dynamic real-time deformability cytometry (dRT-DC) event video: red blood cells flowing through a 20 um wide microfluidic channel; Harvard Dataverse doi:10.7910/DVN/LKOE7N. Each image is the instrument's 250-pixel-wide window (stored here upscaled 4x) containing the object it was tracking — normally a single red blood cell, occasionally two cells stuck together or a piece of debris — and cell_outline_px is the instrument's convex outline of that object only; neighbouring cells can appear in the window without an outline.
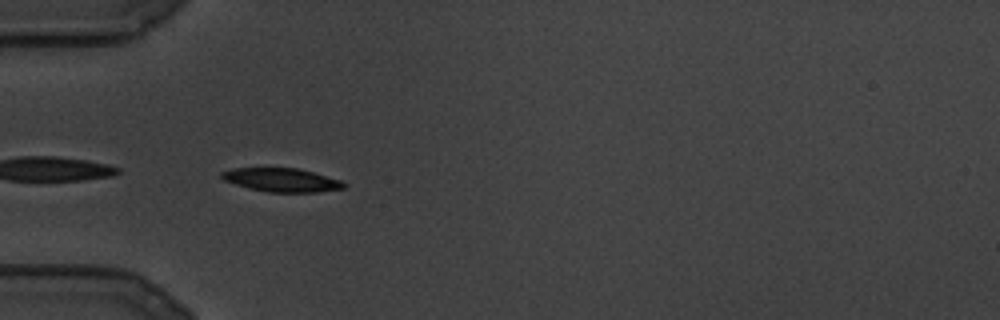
{"species": "common noctule bat (a hibernating species)", "species_latin": "Nyctalus noctula", "temperature_condition": "cold", "stored_images_in_passage": 81, "camera_frame_rate_fps": 3000, "um_per_image_px": 0.085, "animal": {"sex": "male", "body_mass_g": 19.5, "forearm_length_mm": 54.6}, "frame": {"image": 1, "passage_image": 3, "time_ms": 0.667, "image_size_px": [1000, 320], "cell_outline_px": [[348, 184], [344, 188], [320, 192], [268, 192], [248, 188], [224, 180], [220, 176], [220, 172], [236, 168], [296, 168], [312, 172], [340, 180]], "centroid_in_image_um": [23.95, 15.3], "position_along_channel_um": 61.1, "area_um2": 16.7}}
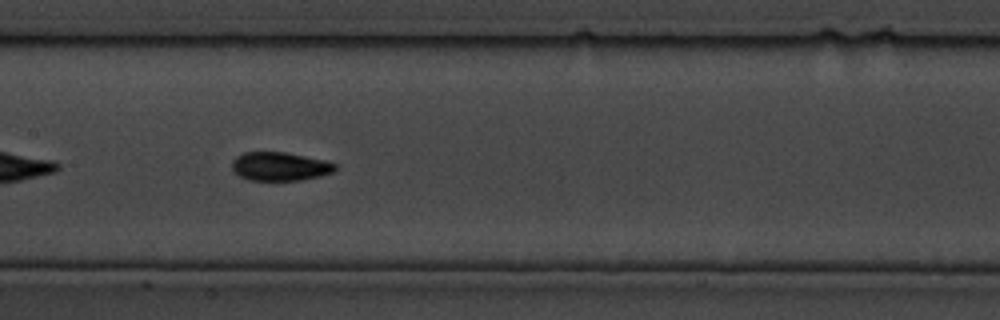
{"frame": {"image": 2, "passage_image": 24, "time_ms": 7.667, "image_size_px": [1000, 320], "cell_outline_px": [[336, 168], [332, 172], [320, 176], [300, 180], [248, 180], [240, 176], [232, 168], [232, 160], [236, 156], [244, 152], [284, 152], [324, 160], [336, 164]], "centroid_in_image_um": [23.77, 14.14], "position_along_channel_um": 183.6, "area_um2": 17.05}}
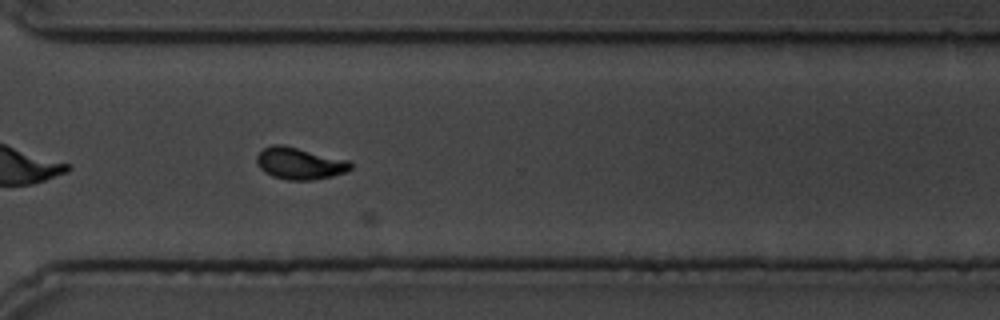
{"frame": {"image": 3, "passage_image": 51, "time_ms": 16.667, "image_size_px": [1000, 320], "cell_outline_px": [[352, 168], [344, 172], [332, 176], [312, 180], [288, 180], [272, 176], [264, 172], [260, 168], [256, 160], [256, 156], [264, 148], [272, 144], [284, 144], [348, 160], [352, 164]], "centroid_in_image_um": [25.45, 13.88], "position_along_channel_um": 345.2, "area_um2": 17.46}}